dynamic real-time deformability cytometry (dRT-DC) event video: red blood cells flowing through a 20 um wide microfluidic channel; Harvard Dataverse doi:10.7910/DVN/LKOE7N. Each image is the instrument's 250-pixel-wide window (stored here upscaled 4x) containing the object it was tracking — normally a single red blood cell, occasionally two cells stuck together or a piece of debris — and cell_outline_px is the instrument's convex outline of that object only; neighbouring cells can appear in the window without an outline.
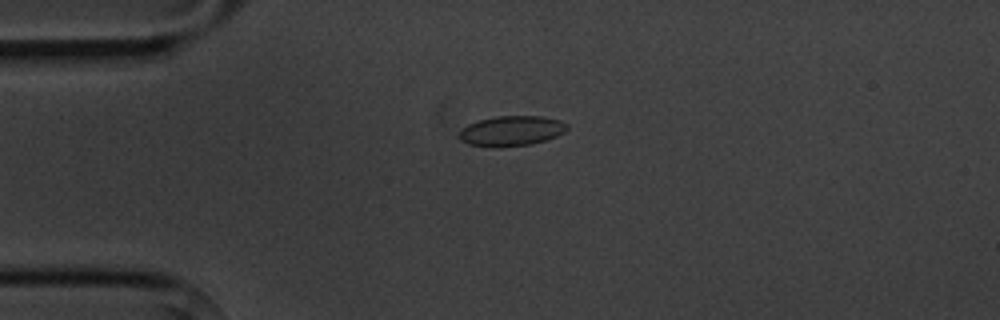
{"species": "common noctule bat (a hibernating species)", "species_latin": "Nyctalus noctula", "temperature_condition": "cold", "stored_images_in_passage": 4, "camera_frame_rate_fps": 3000, "um_per_image_px": 0.085, "animal": {"sex": "male", "body_mass_g": 20.1, "forearm_length_mm": 53.5}, "frame": {"image": 1, "passage_image": 3, "time_ms": 3.333, "image_size_px": [1000, 320], "cell_outline_px": [[568, 128], [564, 132], [556, 136], [544, 140], [528, 144], [500, 148], [496, 148], [468, 144], [460, 140], [460, 132], [468, 124], [480, 120], [496, 116], [544, 116], [560, 120], [568, 124]], "centroid_in_image_um": [43.48, 11.13], "position_along_channel_um": 41.5, "area_um2": 18.9}}